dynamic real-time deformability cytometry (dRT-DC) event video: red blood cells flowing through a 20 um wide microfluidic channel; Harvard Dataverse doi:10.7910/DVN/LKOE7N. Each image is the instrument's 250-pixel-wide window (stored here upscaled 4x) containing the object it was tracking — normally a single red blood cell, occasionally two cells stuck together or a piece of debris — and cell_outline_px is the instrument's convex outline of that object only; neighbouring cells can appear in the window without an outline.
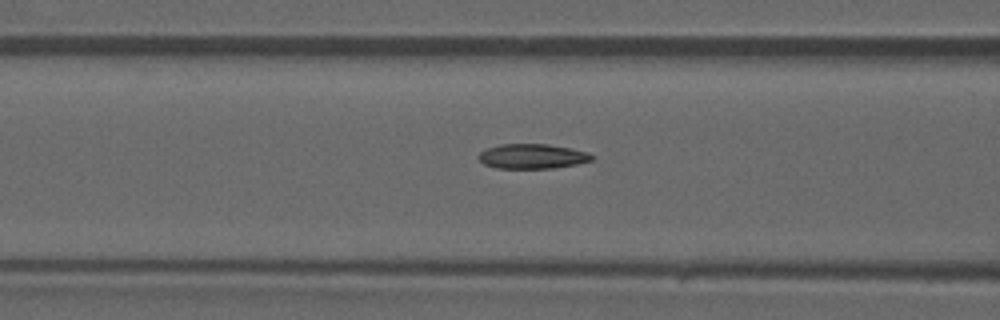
{"species": "common noctule bat (a hibernating species)", "species_latin": "Nyctalus noctula", "temperature_condition": "warm", "stored_images_in_passage": 27, "camera_frame_rate_fps": 3000, "um_per_image_px": 0.085, "animal": {"sex": "male", "forearm_length_mm": 52.5}, "frame": {"image": 1, "passage_image": 4, "time_ms": 1.0, "image_size_px": [1000, 320], "cell_outline_px": [[596, 156], [592, 160], [576, 164], [552, 168], [496, 168], [484, 164], [476, 156], [480, 152], [488, 148], [500, 144], [548, 144], [572, 148], [588, 152]], "centroid_in_image_um": [45.26, 13.28], "position_along_channel_um": 121.3, "area_um2": 16.42}}
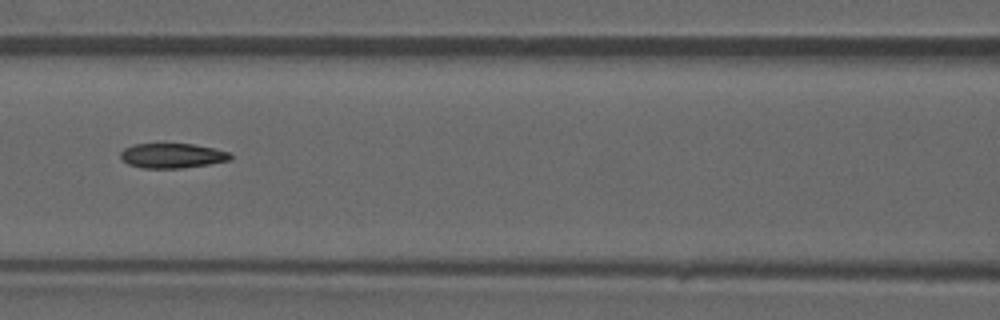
{"frame": {"image": 2, "passage_image": 6, "time_ms": 1.667, "image_size_px": [1000, 320], "cell_outline_px": [[232, 160], [184, 168], [140, 168], [128, 164], [120, 156], [120, 152], [124, 148], [132, 144], [192, 144], [232, 152]], "centroid_in_image_um": [14.65, 13.23], "position_along_channel_um": 151.9, "area_um2": 15.95}}